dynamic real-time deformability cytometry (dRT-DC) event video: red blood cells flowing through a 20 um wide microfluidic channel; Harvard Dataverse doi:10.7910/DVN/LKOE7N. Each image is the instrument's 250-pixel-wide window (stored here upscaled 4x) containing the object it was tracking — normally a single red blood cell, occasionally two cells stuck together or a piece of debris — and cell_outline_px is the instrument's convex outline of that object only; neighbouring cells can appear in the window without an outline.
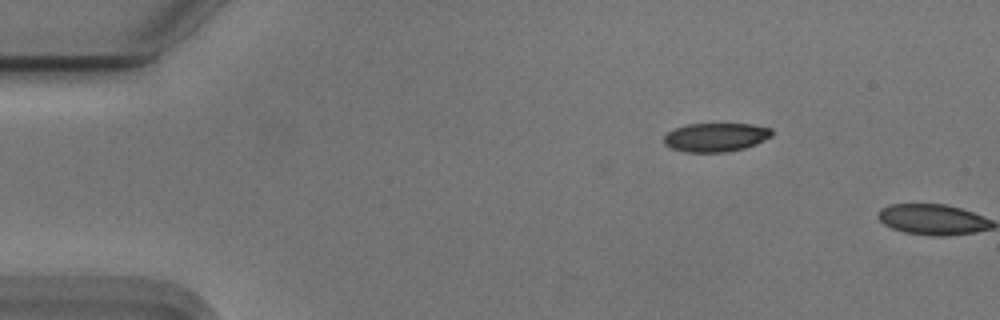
{"species": "Egyptian fruit bat (a non-hibernating species)", "species_latin": "Rousettus aegyptiacus", "temperature_condition": "cold", "stored_images_in_passage": 2, "camera_frame_rate_fps": 3000, "um_per_image_px": 0.085, "animal": {"sex": "male"}, "frame": {"image": 1, "passage_image": 1, "time_ms": 0.0, "image_size_px": [1000, 320], "cell_outline_px": [[772, 136], [756, 144], [744, 148], [728, 152], [684, 152], [672, 148], [664, 144], [664, 136], [668, 132], [676, 128], [688, 124], [752, 124], [772, 128]], "centroid_in_image_um": [60.85, 11.67], "position_along_channel_um": 24.1, "area_um2": 18.09}}